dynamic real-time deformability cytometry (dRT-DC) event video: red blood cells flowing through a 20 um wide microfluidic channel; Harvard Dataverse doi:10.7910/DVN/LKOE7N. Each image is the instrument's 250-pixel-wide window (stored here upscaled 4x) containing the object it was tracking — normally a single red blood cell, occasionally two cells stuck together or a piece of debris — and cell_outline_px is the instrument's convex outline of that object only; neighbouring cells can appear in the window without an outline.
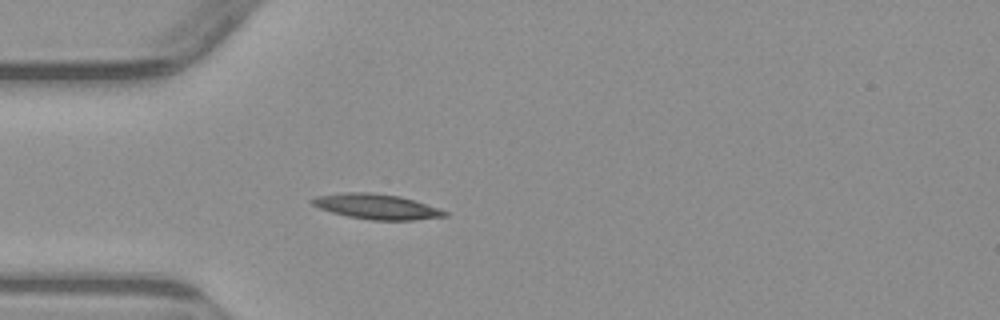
{"species": "common noctule bat (a hibernating species)", "species_latin": "Nyctalus noctula", "temperature_condition": "warm", "stored_images_in_passage": 5, "camera_frame_rate_fps": 3000, "um_per_image_px": 0.085, "animal": {"sex": "male", "body_mass_g": 23.1, "forearm_length_mm": 52.7}, "frame": {"image": 1, "passage_image": 5, "time_ms": 5.0, "image_size_px": [1000, 320], "cell_outline_px": [[448, 216], [412, 220], [372, 220], [348, 216], [332, 212], [320, 208], [312, 204], [308, 200], [316, 196], [344, 192], [372, 192], [400, 196], [440, 208], [448, 212]], "centroid_in_image_um": [32.01, 17.55], "position_along_channel_um": 53.0, "area_um2": 19.48}}